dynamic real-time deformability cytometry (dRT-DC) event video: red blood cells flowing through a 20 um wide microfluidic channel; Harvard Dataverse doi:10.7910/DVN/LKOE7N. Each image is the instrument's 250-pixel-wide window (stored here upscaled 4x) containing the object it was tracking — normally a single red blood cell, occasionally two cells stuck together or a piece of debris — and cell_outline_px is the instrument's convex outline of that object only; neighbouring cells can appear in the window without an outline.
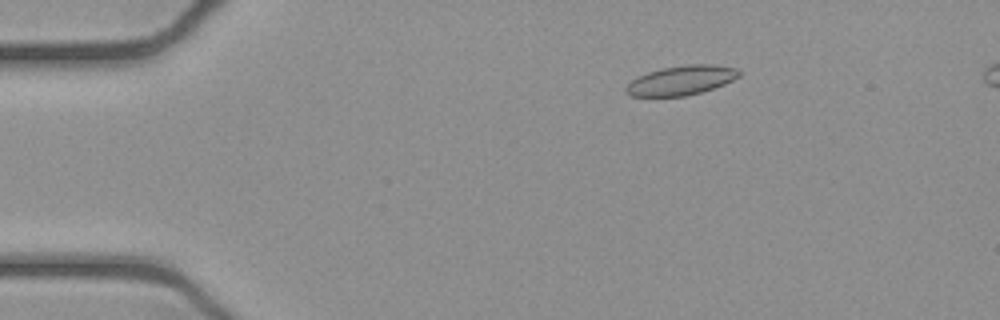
{"species": "common noctule bat (a hibernating species)", "species_latin": "Nyctalus noctula", "temperature_condition": "cold", "stored_images_in_passage": 53, "camera_frame_rate_fps": 3000, "um_per_image_px": 0.085, "animal": {"sex": "female", "body_mass_g": 21.9}, "frame": {"image": 1, "passage_image": 9, "time_ms": 2.667, "image_size_px": [1000, 320], "cell_outline_px": [[740, 76], [724, 84], [688, 96], [628, 96], [624, 92], [624, 88], [632, 80], [648, 72], [664, 68], [688, 64], [712, 64], [736, 68], [740, 72]], "centroid_in_image_um": [57.89, 6.83], "position_along_channel_um": 27.1, "area_um2": 19.25}}
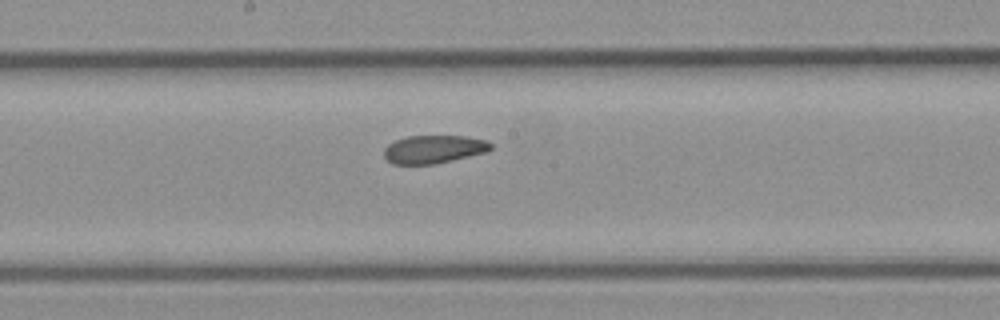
{"frame": {"image": 2, "passage_image": 28, "time_ms": 9.0, "image_size_px": [1000, 320], "cell_outline_px": [[492, 148], [488, 152], [436, 164], [392, 164], [384, 156], [384, 148], [388, 144], [396, 140], [408, 136], [468, 136], [488, 140], [492, 144]], "centroid_in_image_um": [36.91, 12.68], "position_along_channel_um": 211.3, "area_um2": 17.69}}
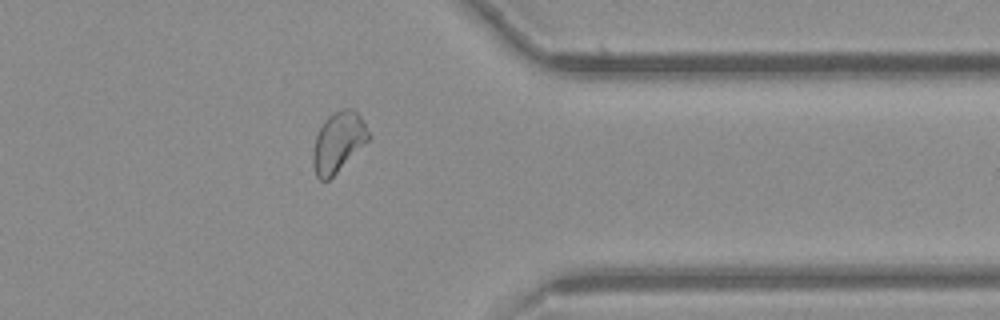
{"frame": {"image": 3, "passage_image": 42, "time_ms": 13.667, "image_size_px": [1000, 320], "cell_outline_px": [[372, 136], [328, 180], [320, 180], [316, 176], [312, 164], [312, 152], [316, 136], [324, 120], [328, 116], [344, 108], [352, 108], [360, 116]], "centroid_in_image_um": [28.73, 12.07], "position_along_channel_um": 382.7, "area_um2": 19.13}, "authors_computed_cell_mechanics": {"area_um2": 19.1318, "velocity_mm_per_s": 3.9111, "shape_relaxation_time_tau1_ms": 6.2042, "shape_relaxation_time_tau2_ms": 1.9963, "deformation_change_tau1": 0.1359, "deformation_change_tau2": 0.068}}